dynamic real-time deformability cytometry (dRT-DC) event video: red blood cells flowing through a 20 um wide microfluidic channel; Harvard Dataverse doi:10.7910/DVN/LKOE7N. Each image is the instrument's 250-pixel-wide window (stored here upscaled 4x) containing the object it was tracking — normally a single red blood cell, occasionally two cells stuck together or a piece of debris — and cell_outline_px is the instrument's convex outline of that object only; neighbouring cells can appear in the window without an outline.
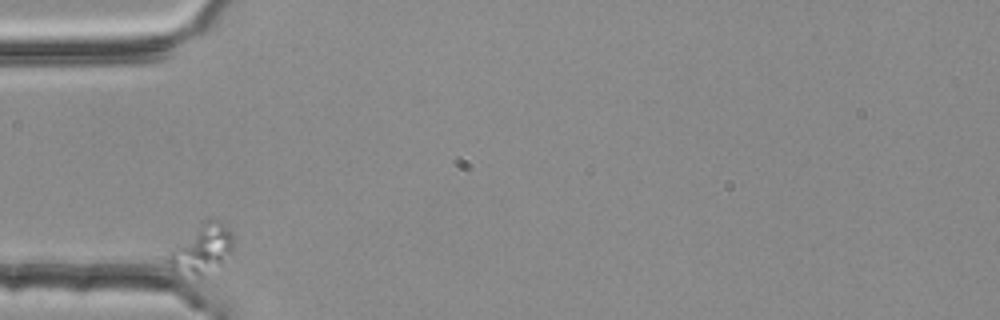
{"species": "common noctule bat (a hibernating species)", "species_latin": "Nyctalus noctula", "temperature_condition": "room temperature", "stored_images_in_passage": 33, "camera_frame_rate_fps": 3000, "um_per_image_px": 0.085, "animal": {"sex": "female", "body_mass_g": 25.1}, "frame": {"image": 1, "passage_image": 1, "time_ms": 0.0, "image_size_px": [1000, 320], "cell_outline_px": [[232, 252], [220, 264], [200, 280], [180, 280], [172, 272], [168, 264], [168, 256], [172, 248], [204, 220], [216, 220], [228, 228], [232, 236]], "centroid_in_image_um": [17.07, 21.33], "position_along_channel_um": 67.9, "area_um2": 19.25}}